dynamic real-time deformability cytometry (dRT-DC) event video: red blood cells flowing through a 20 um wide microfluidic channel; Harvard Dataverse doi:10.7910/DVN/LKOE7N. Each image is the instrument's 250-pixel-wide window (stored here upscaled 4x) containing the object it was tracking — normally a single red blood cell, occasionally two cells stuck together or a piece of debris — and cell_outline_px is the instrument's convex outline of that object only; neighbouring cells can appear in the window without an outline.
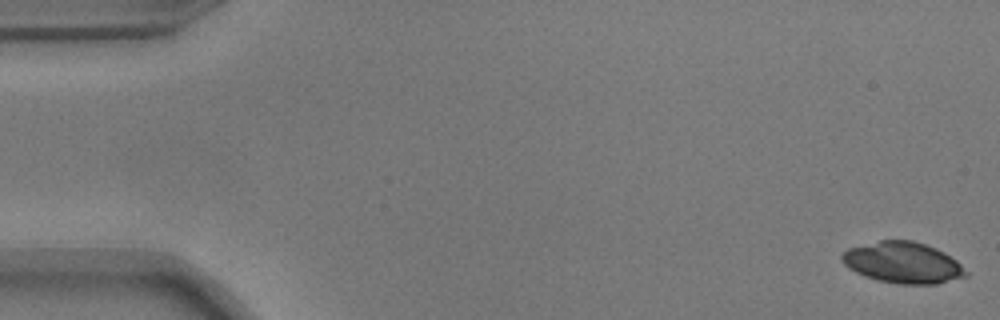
{"species": "common noctule bat (a hibernating species)", "species_latin": "Nyctalus noctula", "temperature_condition": "warm", "stored_images_in_passage": 12, "camera_frame_rate_fps": 3000, "um_per_image_px": 0.085, "animal": {"sex": "male", "body_mass_g": 17.9}, "frame": {"image": 1, "passage_image": 1, "time_ms": 0.0, "image_size_px": [1000, 320], "cell_outline_px": [[968, 276], [936, 284], [900, 284], [876, 280], [864, 276], [848, 268], [844, 264], [840, 256], [848, 248], [880, 240], [912, 240], [936, 248], [944, 252], [956, 260], [968, 272]], "centroid_in_image_um": [76.74, 22.33], "position_along_channel_um": 8.3, "area_um2": 29.77}}